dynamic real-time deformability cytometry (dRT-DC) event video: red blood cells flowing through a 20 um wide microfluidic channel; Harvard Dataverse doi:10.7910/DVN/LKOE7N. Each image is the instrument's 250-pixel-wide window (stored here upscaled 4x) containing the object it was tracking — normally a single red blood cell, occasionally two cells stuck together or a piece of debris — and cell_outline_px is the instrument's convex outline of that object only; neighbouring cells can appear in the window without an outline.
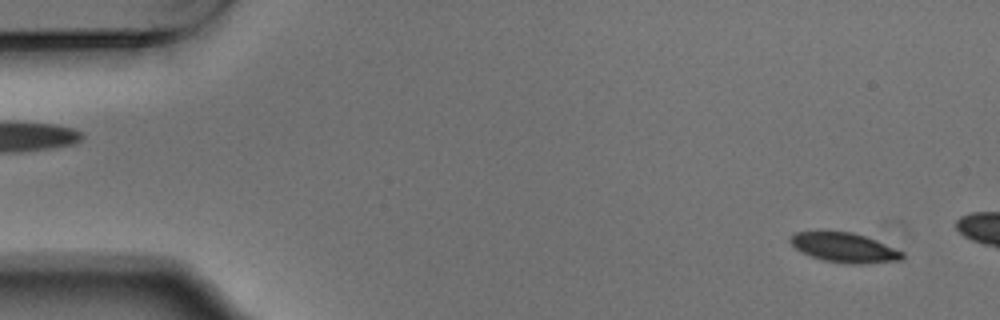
{"species": "Egyptian fruit bat (a non-hibernating species)", "species_latin": "Rousettus aegyptiacus", "temperature_condition": "warm", "stored_images_in_passage": 4, "camera_frame_rate_fps": 3000, "um_per_image_px": 0.085, "animal": {"sex": "male"}, "frame": {"image": 1, "passage_image": 1, "time_ms": 0.0, "image_size_px": [1000, 320], "cell_outline_px": [[904, 260], [864, 264], [848, 264], [824, 260], [812, 256], [796, 248], [788, 240], [788, 236], [792, 232], [820, 228], [852, 232], [876, 240], [904, 252]], "centroid_in_image_um": [71.71, 20.99], "position_along_channel_um": 13.3, "area_um2": 20.11}}